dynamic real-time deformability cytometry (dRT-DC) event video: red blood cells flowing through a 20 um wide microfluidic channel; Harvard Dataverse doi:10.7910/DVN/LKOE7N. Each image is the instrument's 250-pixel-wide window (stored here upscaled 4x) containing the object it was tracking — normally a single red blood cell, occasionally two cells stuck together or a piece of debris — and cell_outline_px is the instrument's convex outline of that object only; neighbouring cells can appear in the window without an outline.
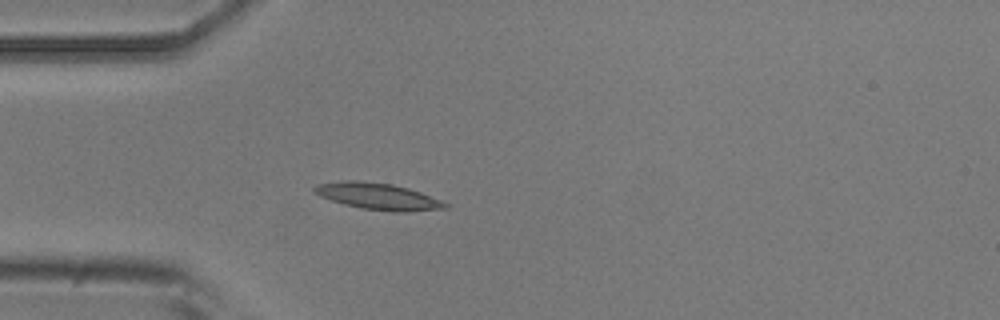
{"species": "common noctule bat (a hibernating species)", "species_latin": "Nyctalus noctula", "temperature_condition": "room temperature", "stored_images_in_passage": 5, "camera_frame_rate_fps": 3000, "um_per_image_px": 0.085, "animal": {"sex": "male", "body_mass_g": 20.5, "forearm_length_mm": 52.5}, "frame": {"image": 1, "passage_image": 1, "time_ms": 0.0, "image_size_px": [1000, 320], "cell_outline_px": [[452, 204], [448, 208], [404, 212], [392, 212], [360, 208], [344, 204], [320, 196], [312, 192], [312, 188], [316, 184], [344, 180], [356, 180], [392, 184], [408, 188], [420, 192]], "centroid_in_image_um": [32.14, 16.69], "position_along_channel_um": 52.9, "area_um2": 20.46}}
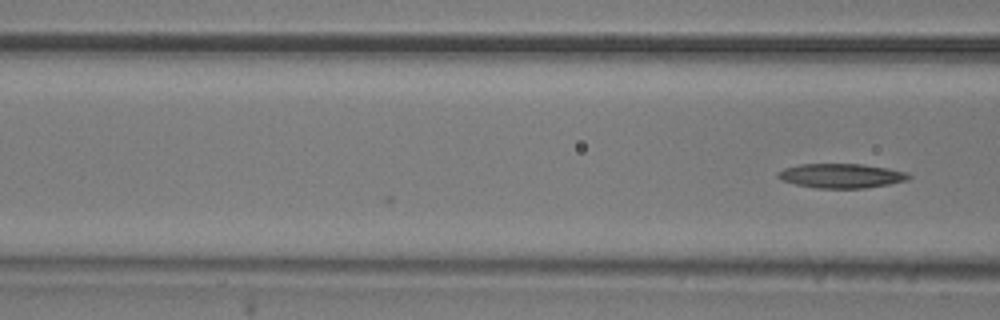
{"frame": {"image": 2, "passage_image": 5, "time_ms": 1.333, "image_size_px": [1000, 320], "cell_outline_px": [[912, 176], [908, 180], [888, 184], [864, 188], [816, 188], [796, 184], [780, 180], [776, 176], [776, 172], [784, 168], [800, 164], [860, 164], [888, 168], [908, 172]], "centroid_in_image_um": [71.49, 14.94], "position_along_channel_um": 95.1, "area_um2": 18.67}}